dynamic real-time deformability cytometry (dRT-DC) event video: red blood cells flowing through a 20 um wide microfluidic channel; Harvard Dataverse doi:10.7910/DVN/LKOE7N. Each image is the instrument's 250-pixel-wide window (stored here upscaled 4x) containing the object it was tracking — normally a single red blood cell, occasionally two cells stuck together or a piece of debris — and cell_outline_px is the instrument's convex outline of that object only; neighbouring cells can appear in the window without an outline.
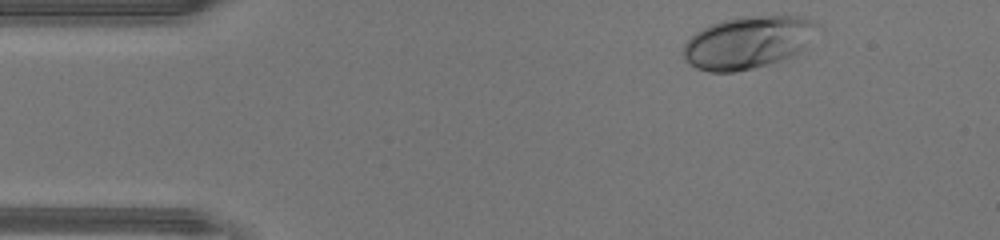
{"species": "human", "species_latin": "Homo sapiens", "temperature_condition": "warm", "stored_images_in_passage": 28, "camera_frame_rate_fps": 3000, "um_per_image_px": 0.085, "donor": {"sex": "male"}, "frame": {"image": 1, "passage_image": 1, "time_ms": 0.0, "image_size_px": [1000, 240], "cell_outline_px": [[824, 28], [804, 48], [792, 56], [768, 64], [736, 72], [708, 72], [696, 68], [688, 64], [684, 60], [680, 52], [684, 44], [696, 32], [708, 24], [740, 16], [804, 16], [820, 24]], "centroid_in_image_um": [63.6, 3.59], "position_along_channel_um": 21.4, "area_um2": 41.79}}
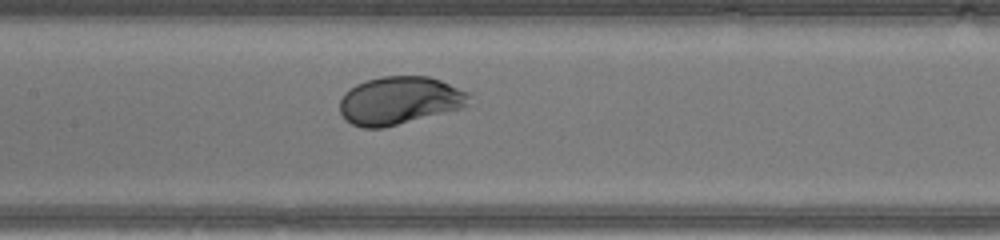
{"frame": {"image": 2, "passage_image": 16, "time_ms": 5.0, "image_size_px": [1000, 240], "cell_outline_px": [[472, 96], [468, 104], [464, 108], [384, 128], [360, 128], [344, 120], [340, 112], [340, 100], [344, 92], [356, 84], [380, 76], [428, 76], [440, 80], [472, 92]], "centroid_in_image_um": [33.99, 8.55], "position_along_channel_um": 173.4, "area_um2": 36.76}}
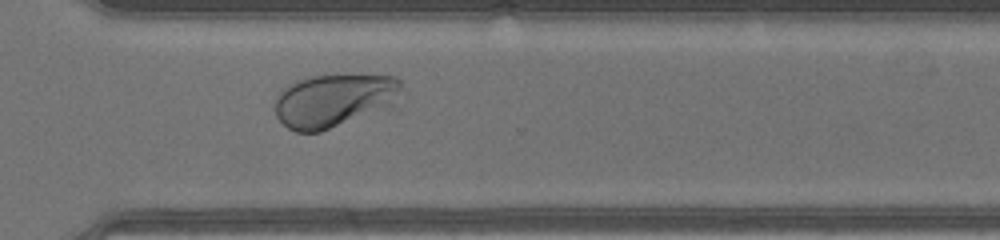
{"frame": {"image": 3, "passage_image": 27, "time_ms": 8.667, "image_size_px": [1000, 240], "cell_outline_px": [[400, 88], [388, 108], [320, 132], [296, 132], [288, 128], [276, 116], [276, 100], [280, 88], [296, 80], [312, 76], [396, 76], [400, 80]], "centroid_in_image_um": [28.31, 8.55], "position_along_channel_um": 342.3, "area_um2": 38.61}}